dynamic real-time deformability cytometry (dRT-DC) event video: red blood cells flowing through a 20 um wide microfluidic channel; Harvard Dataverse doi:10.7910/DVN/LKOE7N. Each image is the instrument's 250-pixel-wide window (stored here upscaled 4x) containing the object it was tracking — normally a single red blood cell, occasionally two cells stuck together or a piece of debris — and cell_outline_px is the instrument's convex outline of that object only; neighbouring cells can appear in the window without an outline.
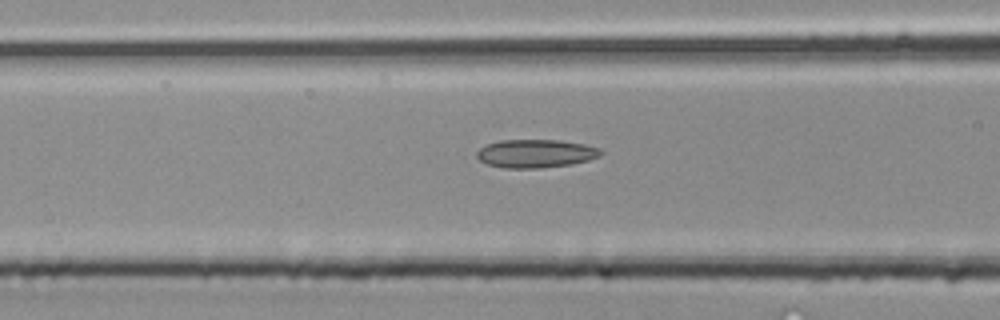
{"species": "common noctule bat (a hibernating species)", "species_latin": "Nyctalus noctula", "temperature_condition": "room temperature", "stored_images_in_passage": 32, "camera_frame_rate_fps": 3000, "um_per_image_px": 0.085, "animal": {"sex": "male", "body_mass_g": 20.4}, "frame": {"image": 1, "passage_image": 7, "time_ms": 2.0, "image_size_px": [1000, 320], "cell_outline_px": [[604, 152], [600, 156], [588, 160], [568, 164], [540, 168], [504, 168], [488, 164], [480, 160], [476, 156], [476, 152], [480, 148], [488, 144], [500, 140], [560, 140], [584, 144], [600, 148]], "centroid_in_image_um": [45.54, 13.04], "position_along_channel_um": 121.1, "area_um2": 20.35}}
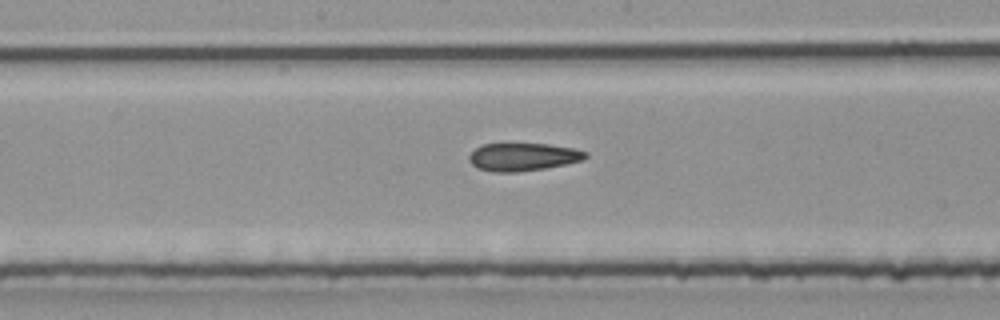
{"frame": {"image": 2, "passage_image": 12, "time_ms": 3.667, "image_size_px": [1000, 320], "cell_outline_px": [[588, 156], [584, 160], [544, 168], [516, 172], [496, 172], [480, 168], [472, 164], [468, 160], [468, 156], [480, 144], [548, 144], [572, 148], [588, 152]], "centroid_in_image_um": [44.46, 13.33], "position_along_channel_um": 203.7, "area_um2": 18.73}}
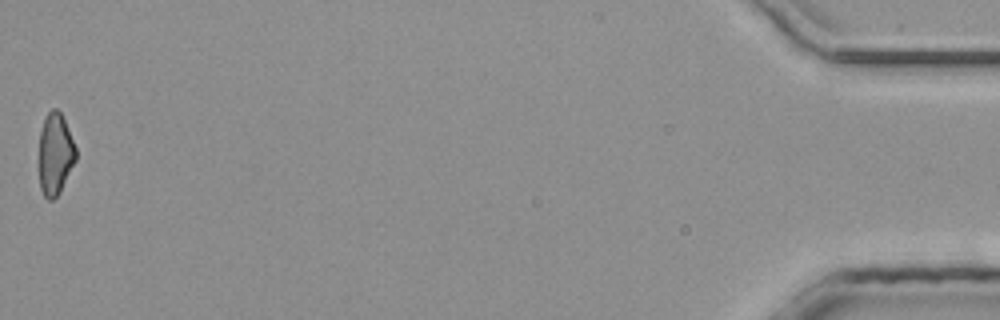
{"frame": {"image": 3, "passage_image": 32, "time_ms": 10.333, "image_size_px": [1000, 320], "cell_outline_px": [[76, 160], [60, 192], [52, 200], [48, 200], [44, 196], [40, 188], [40, 132], [44, 116], [52, 108], [56, 108], [60, 112], [64, 120], [76, 148]], "centroid_in_image_um": [4.69, 13.09], "position_along_channel_um": 430.5, "area_um2": 17.4}}